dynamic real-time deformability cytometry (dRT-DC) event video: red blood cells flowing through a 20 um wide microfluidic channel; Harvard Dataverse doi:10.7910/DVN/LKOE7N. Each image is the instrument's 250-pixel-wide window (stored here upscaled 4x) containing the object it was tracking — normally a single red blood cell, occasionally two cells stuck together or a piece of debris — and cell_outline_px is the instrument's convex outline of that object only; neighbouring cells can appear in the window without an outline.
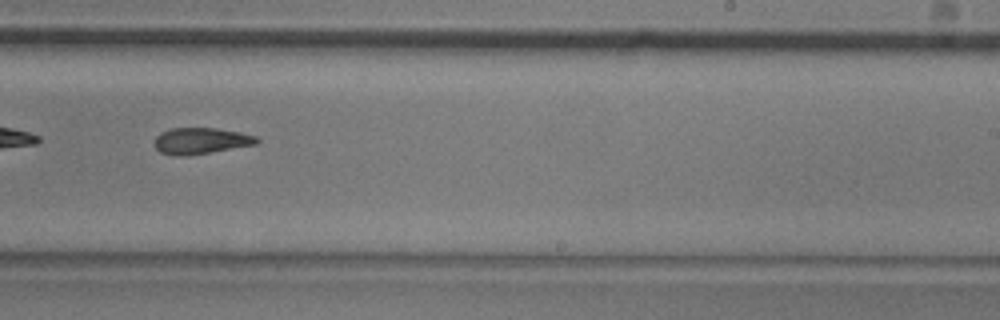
{"species": "common noctule bat (a hibernating species)", "species_latin": "Nyctalus noctula", "temperature_condition": "room temperature", "stored_images_in_passage": 38, "camera_frame_rate_fps": 3000, "um_per_image_px": 0.085, "animal": {"sex": "male", "body_mass_g": 20.5, "forearm_length_mm": 52.5}, "frame": {"image": 1, "passage_image": 17, "time_ms": 5.333, "image_size_px": [1000, 320], "cell_outline_px": [[260, 140], [256, 144], [188, 156], [172, 156], [160, 152], [156, 148], [156, 136], [160, 132], [172, 128], [216, 128], [240, 132], [256, 136]], "centroid_in_image_um": [17.06, 11.97], "position_along_channel_um": 271.9, "area_um2": 15.66}}
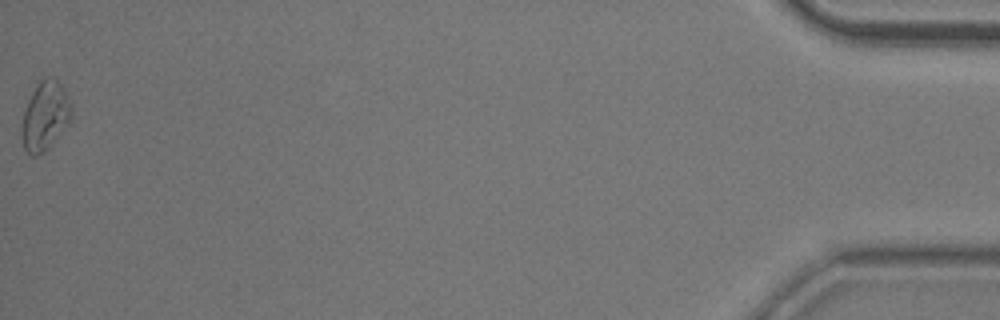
{"frame": {"image": 2, "passage_image": 38, "time_ms": 12.333, "image_size_px": [1000, 320], "cell_outline_px": [[72, 116], [68, 124], [48, 148], [36, 156], [32, 156], [24, 148], [20, 128], [24, 112], [28, 100], [32, 92], [40, 80], [44, 76], [52, 76], [60, 84], [72, 104]], "centroid_in_image_um": [3.83, 9.84], "position_along_channel_um": 431.4, "area_um2": 19.88}}